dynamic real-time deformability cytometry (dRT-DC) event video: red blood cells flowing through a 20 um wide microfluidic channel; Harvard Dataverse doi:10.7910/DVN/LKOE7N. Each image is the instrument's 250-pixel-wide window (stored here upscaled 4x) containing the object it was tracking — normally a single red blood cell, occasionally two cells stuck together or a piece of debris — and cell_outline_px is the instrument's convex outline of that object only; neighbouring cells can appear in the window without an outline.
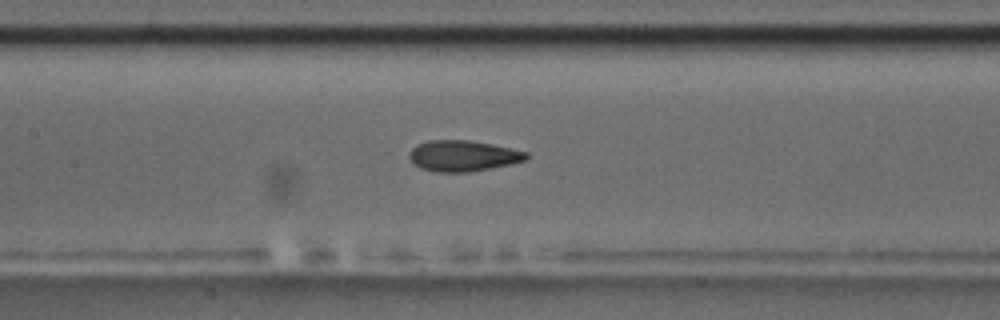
{"species": "common noctule bat (a hibernating species)", "species_latin": "Nyctalus noctula", "temperature_condition": "room temperature", "stored_images_in_passage": 46, "camera_frame_rate_fps": 3000, "um_per_image_px": 0.085, "animal": {"sex": "male", "body_mass_g": 17.5, "forearm_length_mm": 52.3}, "frame": {"image": 1, "passage_image": 20, "time_ms": 6.333, "image_size_px": [1000, 320], "cell_outline_px": [[528, 156], [524, 160], [508, 164], [468, 172], [436, 172], [420, 168], [412, 164], [408, 156], [408, 152], [416, 144], [428, 140], [468, 140], [492, 144], [528, 152]], "centroid_in_image_um": [39.27, 13.24], "position_along_channel_um": 168.1, "area_um2": 21.04}, "authors_computed_cell_mechanics": {"area_um2": 20.808, "velocity_mm_per_s": 3.6085, "shape_relaxation_time_tau1_ms": 9.8383, "shape_relaxation_time_tau2_ms": 1.9619, "deformation_change_tau1": 0.2302, "deformation_change_tau2": 0.0836}}